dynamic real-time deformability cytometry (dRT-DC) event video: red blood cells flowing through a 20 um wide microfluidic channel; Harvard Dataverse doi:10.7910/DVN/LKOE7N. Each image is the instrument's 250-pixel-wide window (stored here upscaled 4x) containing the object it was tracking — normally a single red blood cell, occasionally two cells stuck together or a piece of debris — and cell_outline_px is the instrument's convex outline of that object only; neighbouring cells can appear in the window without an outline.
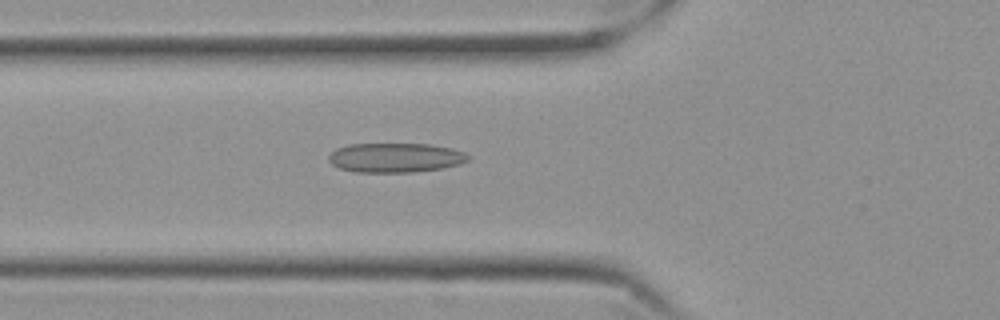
{"species": "Egyptian fruit bat (a non-hibernating species)", "species_latin": "Rousettus aegyptiacus", "temperature_condition": "cold", "stored_images_in_passage": 41, "camera_frame_rate_fps": 3000, "um_per_image_px": 0.085, "frame": {"image": 1, "passage_image": 5, "time_ms": 1.333, "image_size_px": [1000, 320], "cell_outline_px": [[468, 160], [460, 164], [440, 168], [412, 172], [356, 172], [340, 168], [332, 164], [328, 160], [328, 156], [336, 148], [348, 144], [432, 144], [452, 148], [464, 152], [468, 156]], "centroid_in_image_um": [33.59, 13.39], "position_along_channel_um": 92.2, "area_um2": 23.87}}
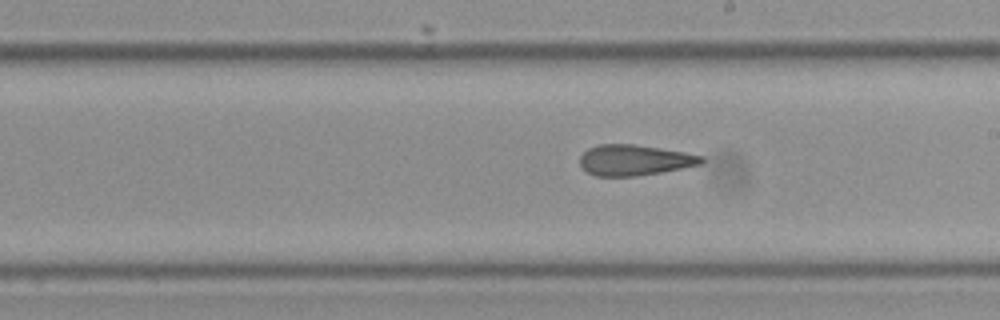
{"frame": {"image": 2, "passage_image": 17, "time_ms": 5.333, "image_size_px": [1000, 320], "cell_outline_px": [[704, 160], [700, 164], [660, 172], [632, 176], [596, 176], [588, 172], [580, 164], [580, 156], [588, 148], [600, 144], [636, 144], [684, 152], [704, 156]], "centroid_in_image_um": [53.91, 13.59], "position_along_channel_um": 235.1, "area_um2": 21.5}}
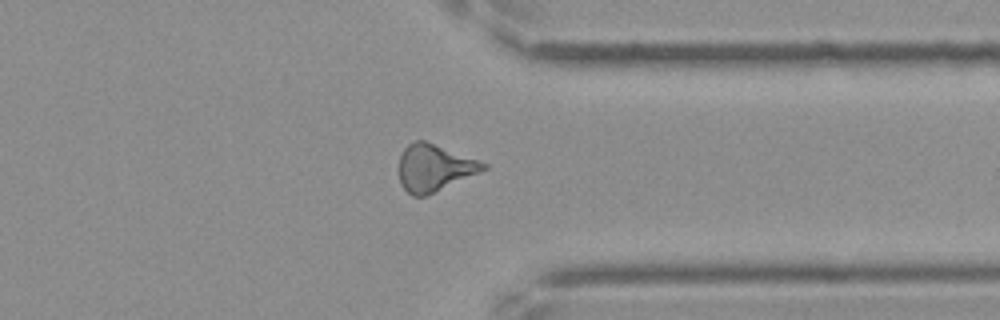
{"frame": {"image": 3, "passage_image": 29, "time_ms": 9.333, "image_size_px": [1000, 320], "cell_outline_px": [[488, 168], [424, 196], [412, 196], [400, 184], [400, 156], [404, 148], [408, 144], [416, 140], [424, 140], [488, 164]], "centroid_in_image_um": [36.88, 14.25], "position_along_channel_um": 374.5, "area_um2": 22.43}, "authors_computed_cell_mechanics": {"area_um2": 22.3108, "velocity_mm_per_s": 3.5499, "shape_relaxation_time_tau1_ms": null, "shape_relaxation_time_tau2_ms": 4.1523, "deformation_change_tau1": null, "deformation_change_tau2": 0.1325}}